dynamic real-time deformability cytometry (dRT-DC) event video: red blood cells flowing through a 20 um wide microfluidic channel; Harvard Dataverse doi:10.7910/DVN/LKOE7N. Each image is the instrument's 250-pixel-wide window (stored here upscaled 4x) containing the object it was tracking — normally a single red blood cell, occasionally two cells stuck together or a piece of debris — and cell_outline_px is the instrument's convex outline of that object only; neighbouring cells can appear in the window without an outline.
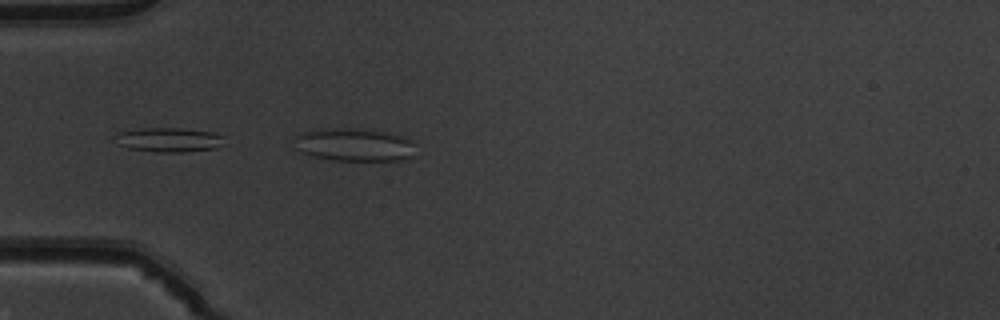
{"species": "common noctule bat (a hibernating species)", "species_latin": "Nyctalus noctula", "temperature_condition": "warm", "stored_images_in_passage": 22, "camera_frame_rate_fps": 3000, "um_per_image_px": 0.085, "animal": {"sex": "male", "body_mass_g": 19.5, "forearm_length_mm": 54.6}, "frame": {"image": 1, "passage_image": 16, "time_ms": 5.0, "image_size_px": [1000, 320], "cell_outline_px": [[416, 156], [400, 160], [332, 160], [316, 156], [304, 152], [296, 148], [296, 136], [304, 132], [324, 128], [356, 128], [388, 132], [412, 140]], "centroid_in_image_um": [30.18, 12.3], "position_along_channel_um": 54.8, "area_um2": 23.12}}
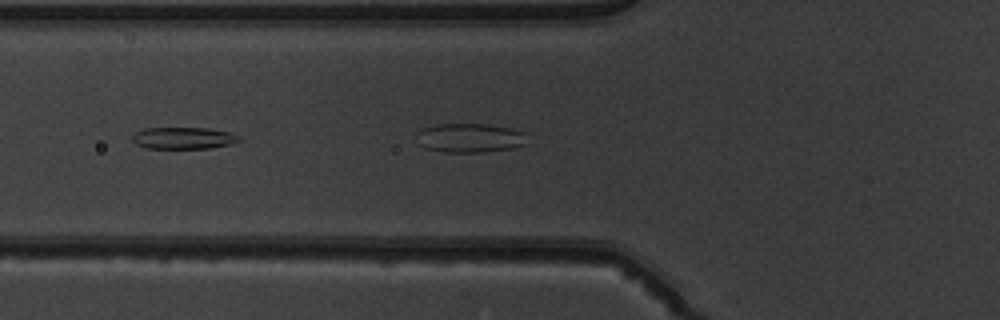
{"frame": {"image": 2, "passage_image": 19, "time_ms": 6.0, "image_size_px": [1000, 320], "cell_outline_px": [[240, 140], [232, 144], [208, 148], [148, 148], [136, 144], [132, 140], [132, 136], [136, 132], [144, 128], [208, 128], [232, 132], [240, 136]], "centroid_in_image_um": [15.62, 11.73], "position_along_channel_um": 110.2, "area_um2": 13.58}}